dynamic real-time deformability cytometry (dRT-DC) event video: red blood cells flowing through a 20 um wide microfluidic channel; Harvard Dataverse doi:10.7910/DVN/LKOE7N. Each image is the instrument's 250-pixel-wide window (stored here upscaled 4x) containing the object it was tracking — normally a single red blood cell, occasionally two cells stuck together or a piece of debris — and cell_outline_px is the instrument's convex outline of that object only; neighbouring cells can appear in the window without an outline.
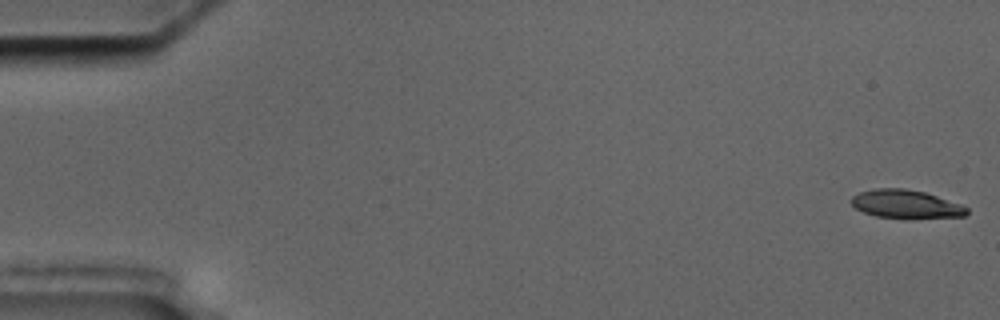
{"species": "common noctule bat (a hibernating species)", "species_latin": "Nyctalus noctula", "temperature_condition": "cold", "stored_images_in_passage": 53, "camera_frame_rate_fps": 3000, "um_per_image_px": 0.085, "animal": {"sex": "male", "body_mass_g": 17.5, "forearm_length_mm": 52.3}, "frame": {"image": 1, "passage_image": 1, "time_ms": 0.0, "image_size_px": [1000, 320], "cell_outline_px": [[968, 212], [964, 216], [904, 220], [876, 216], [864, 212], [856, 208], [852, 204], [852, 196], [860, 192], [876, 188], [904, 188], [924, 192], [960, 204], [968, 208]], "centroid_in_image_um": [77.01, 17.38], "position_along_channel_um": 8.0, "area_um2": 19.36}}
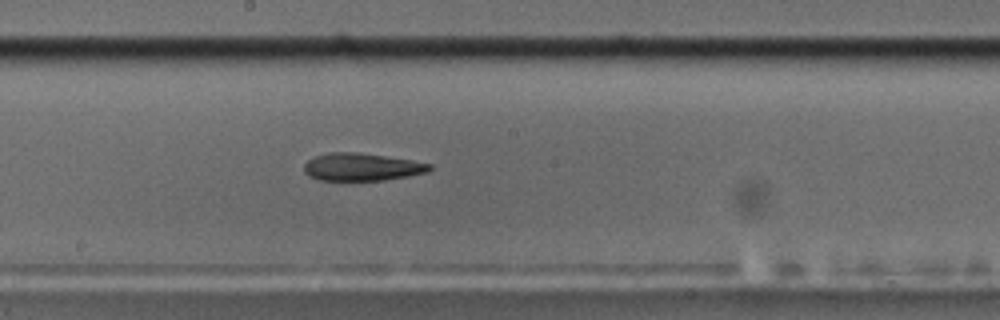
{"frame": {"image": 2, "passage_image": 31, "time_ms": 10.0, "image_size_px": [1000, 320], "cell_outline_px": [[432, 168], [428, 172], [408, 176], [384, 180], [320, 180], [308, 176], [304, 172], [304, 164], [308, 160], [316, 156], [332, 152], [356, 152], [412, 160], [432, 164]], "centroid_in_image_um": [30.75, 14.19], "position_along_channel_um": 217.4, "area_um2": 20.11}}
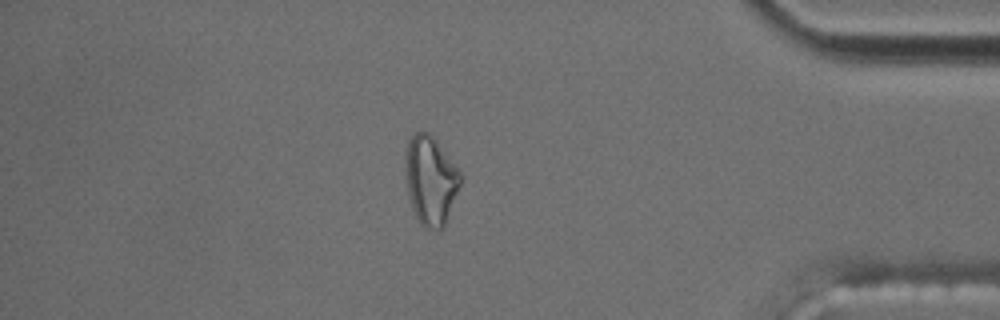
{"frame": {"image": 3, "passage_image": 49, "time_ms": 16.0, "image_size_px": [1000, 320], "cell_outline_px": [[464, 180], [444, 228], [428, 228], [420, 224], [416, 216], [408, 196], [404, 172], [404, 156], [408, 136], [416, 132], [428, 132], [436, 140], [464, 176]], "centroid_in_image_um": [36.61, 15.3], "position_along_channel_um": 398.6, "area_um2": 29.25}}